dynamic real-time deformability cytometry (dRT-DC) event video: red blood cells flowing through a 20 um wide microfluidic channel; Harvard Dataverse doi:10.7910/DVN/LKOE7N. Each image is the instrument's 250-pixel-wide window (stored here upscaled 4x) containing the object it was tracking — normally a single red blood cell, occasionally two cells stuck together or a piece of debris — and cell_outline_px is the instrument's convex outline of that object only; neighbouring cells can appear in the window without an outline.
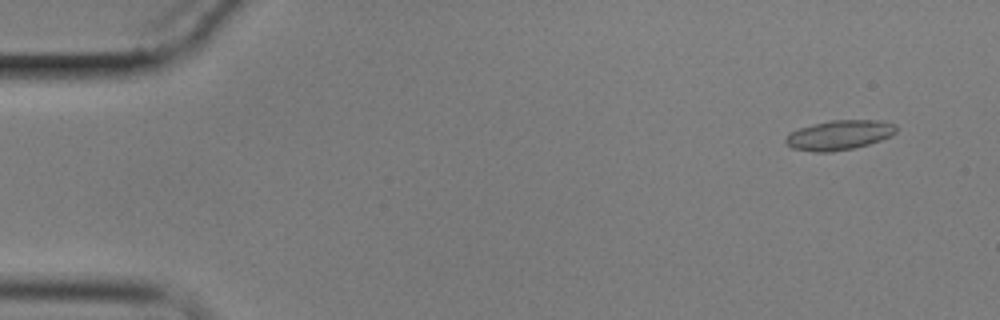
{"species": "common noctule bat (a hibernating species)", "species_latin": "Nyctalus noctula", "temperature_condition": "cold", "stored_images_in_passage": 63, "camera_frame_rate_fps": 3000, "um_per_image_px": 0.085, "animal": {"sex": "male", "body_mass_g": 17.9}, "frame": {"image": 1, "passage_image": 5, "time_ms": 1.333, "image_size_px": [1000, 320], "cell_outline_px": [[896, 132], [892, 136], [856, 148], [832, 152], [812, 152], [792, 148], [784, 140], [788, 132], [800, 128], [832, 120], [880, 120], [896, 124]], "centroid_in_image_um": [71.35, 11.49], "position_along_channel_um": 13.7, "area_um2": 19.19}}
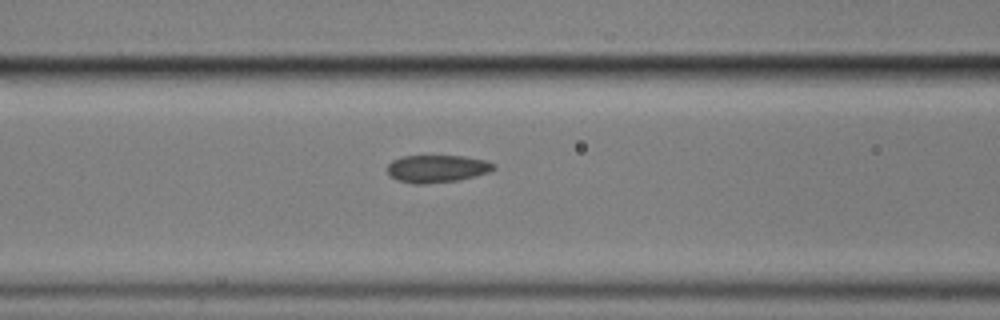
{"frame": {"image": 2, "passage_image": 28, "time_ms": 9.0, "image_size_px": [1000, 320], "cell_outline_px": [[496, 168], [488, 172], [476, 176], [460, 180], [424, 184], [412, 184], [396, 180], [388, 176], [388, 164], [392, 160], [404, 156], [464, 156], [484, 160], [496, 164]], "centroid_in_image_um": [37.13, 14.35], "position_along_channel_um": 129.5, "area_um2": 17.22}}
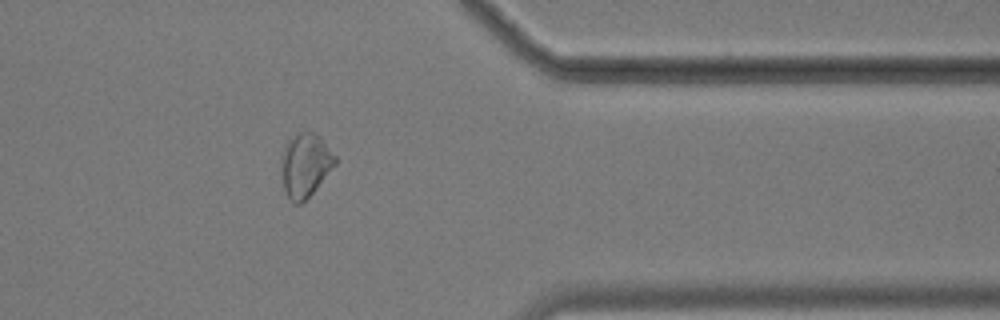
{"frame": {"image": 3, "passage_image": 52, "time_ms": 17.0, "image_size_px": [1000, 320], "cell_outline_px": [[336, 164], [316, 188], [300, 204], [292, 204], [284, 188], [280, 168], [280, 160], [284, 148], [288, 140], [300, 132], [312, 132], [320, 136], [336, 156]], "centroid_in_image_um": [25.93, 14.03], "position_along_channel_um": 385.5, "area_um2": 19.88}, "authors_computed_cell_mechanics": {"area_um2": 18.0336, "velocity_mm_per_s": 3.363, "shape_relaxation_time_tau1_ms": 6.6608, "shape_relaxation_time_tau2_ms": 4.8902, "deformation_change_tau1": 0.0875, "deformation_change_tau2": 0.0977}}